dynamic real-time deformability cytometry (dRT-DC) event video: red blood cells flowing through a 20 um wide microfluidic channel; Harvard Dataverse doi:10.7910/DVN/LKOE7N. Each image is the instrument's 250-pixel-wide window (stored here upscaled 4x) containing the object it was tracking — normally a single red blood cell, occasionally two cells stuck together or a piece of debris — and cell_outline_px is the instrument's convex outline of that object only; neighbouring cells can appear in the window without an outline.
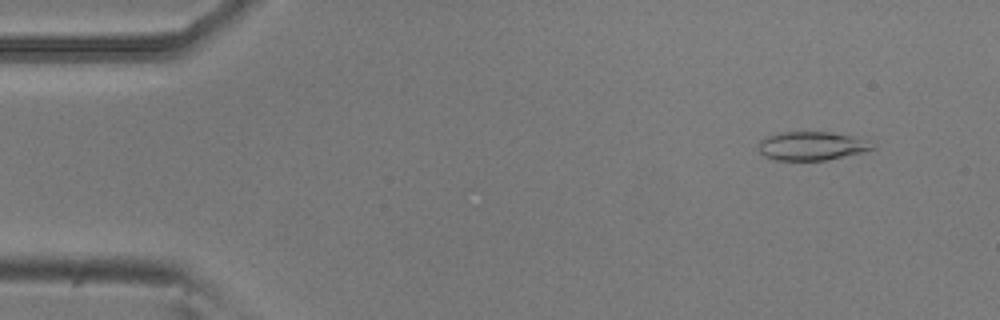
{"species": "common noctule bat (a hibernating species)", "species_latin": "Nyctalus noctula", "temperature_condition": "room temperature", "stored_images_in_passage": 53, "camera_frame_rate_fps": 3000, "um_per_image_px": 0.085, "animal": {"sex": "male", "body_mass_g": 20.5, "forearm_length_mm": 52.5}, "frame": {"image": 1, "passage_image": 5, "time_ms": 1.333, "image_size_px": [1000, 320], "cell_outline_px": [[876, 148], [828, 160], [776, 160], [764, 156], [760, 152], [760, 140], [764, 136], [780, 132], [828, 132], [852, 136]], "centroid_in_image_um": [68.88, 12.4], "position_along_channel_um": 16.1, "area_um2": 18.55}}
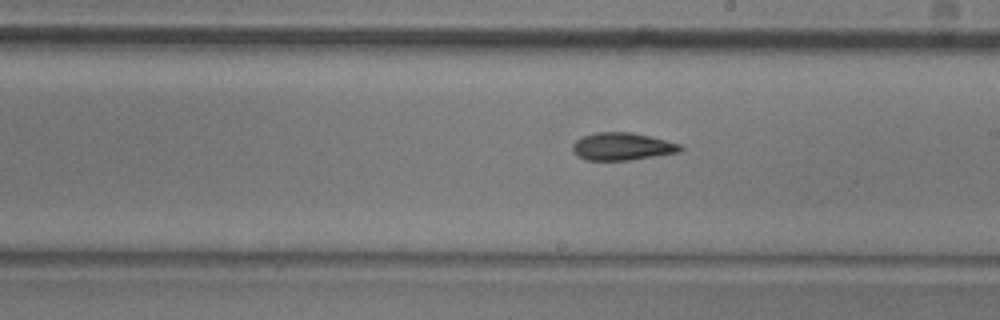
{"frame": {"image": 2, "passage_image": 30, "time_ms": 9.667, "image_size_px": [1000, 320], "cell_outline_px": [[684, 148], [680, 152], [628, 160], [588, 160], [572, 152], [572, 144], [576, 140], [584, 136], [596, 132], [632, 132], [680, 144]], "centroid_in_image_um": [52.87, 12.45], "position_along_channel_um": 236.1, "area_um2": 17.11}}
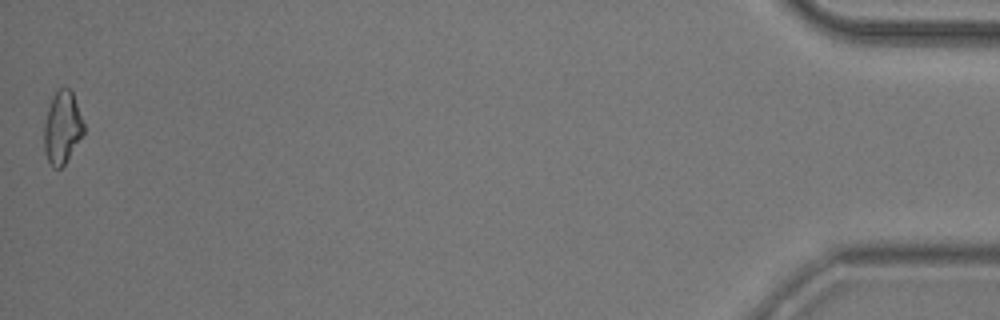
{"frame": {"image": 3, "passage_image": 53, "time_ms": 17.333, "image_size_px": [1000, 320], "cell_outline_px": [[84, 132], [64, 164], [60, 168], [52, 168], [44, 152], [44, 124], [48, 108], [56, 92], [60, 88], [68, 88], [72, 92], [84, 124]], "centroid_in_image_um": [5.27, 10.87], "position_along_channel_um": 429.9, "area_um2": 16.36}, "authors_computed_cell_mechanics": {"area_um2": 17.2822, "velocity_mm_per_s": 3.7923, "shape_relaxation_time_tau1_ms": 6.9911, "shape_relaxation_time_tau2_ms": 7.1367, "deformation_change_tau1": 0.1721, "deformation_change_tau2": 0.1699}}